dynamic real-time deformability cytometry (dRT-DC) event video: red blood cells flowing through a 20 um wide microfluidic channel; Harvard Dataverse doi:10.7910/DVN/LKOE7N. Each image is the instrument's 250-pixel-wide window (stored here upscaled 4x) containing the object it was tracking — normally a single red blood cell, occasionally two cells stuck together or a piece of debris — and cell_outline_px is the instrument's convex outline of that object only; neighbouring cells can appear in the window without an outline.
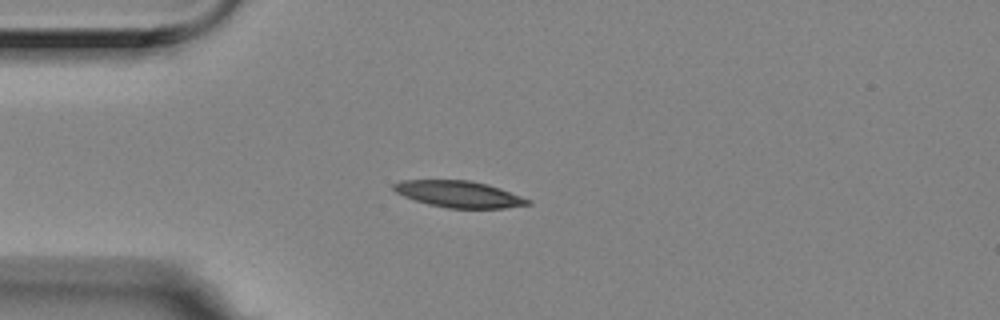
{"species": "Egyptian fruit bat (a non-hibernating species)", "species_latin": "Rousettus aegyptiacus", "temperature_condition": "room temperature", "stored_images_in_passage": 4, "camera_frame_rate_fps": 3000, "um_per_image_px": 0.085, "animal": {"sex": "female"}, "frame": {"image": 1, "passage_image": 4, "time_ms": 1.0, "image_size_px": [1000, 320], "cell_outline_px": [[532, 204], [504, 208], [448, 208], [428, 204], [404, 196], [396, 192], [392, 188], [392, 184], [400, 180], [468, 180], [488, 184], [500, 188], [532, 200]], "centroid_in_image_um": [39.02, 16.5], "position_along_channel_um": 46.0, "area_um2": 20.75}}